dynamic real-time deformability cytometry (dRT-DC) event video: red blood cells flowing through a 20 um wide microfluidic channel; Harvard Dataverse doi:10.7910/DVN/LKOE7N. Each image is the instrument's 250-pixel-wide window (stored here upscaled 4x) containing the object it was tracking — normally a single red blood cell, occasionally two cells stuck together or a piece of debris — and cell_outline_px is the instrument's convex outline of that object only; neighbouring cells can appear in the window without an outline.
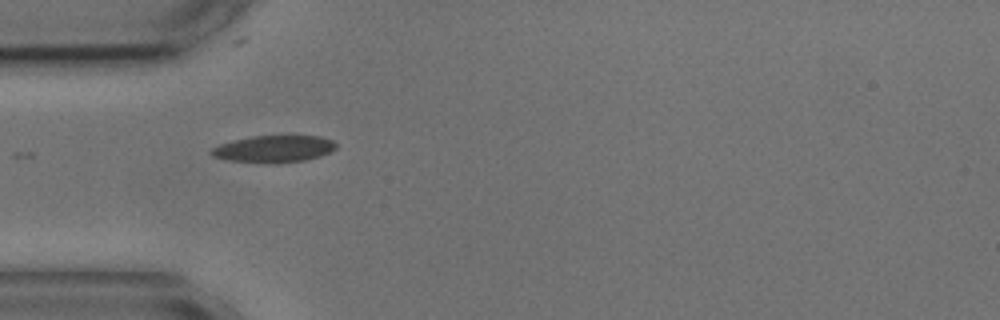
{"species": "common noctule bat (a hibernating species)", "species_latin": "Nyctalus noctula", "temperature_condition": "cold", "stored_images_in_passage": 3, "camera_frame_rate_fps": 3000, "um_per_image_px": 0.085, "animal": {"sex": "male", "body_mass_g": 17.9, "forearm_length_mm": 54.2}, "frame": {"image": 1, "passage_image": 1, "time_ms": 0.0, "image_size_px": [1000, 320], "cell_outline_px": [[336, 148], [320, 156], [304, 160], [276, 164], [264, 164], [228, 160], [212, 156], [208, 152], [212, 148], [220, 144], [232, 140], [252, 136], [320, 136], [332, 140], [336, 144]], "centroid_in_image_um": [23.23, 12.67], "position_along_channel_um": 61.8, "area_um2": 19.77}}